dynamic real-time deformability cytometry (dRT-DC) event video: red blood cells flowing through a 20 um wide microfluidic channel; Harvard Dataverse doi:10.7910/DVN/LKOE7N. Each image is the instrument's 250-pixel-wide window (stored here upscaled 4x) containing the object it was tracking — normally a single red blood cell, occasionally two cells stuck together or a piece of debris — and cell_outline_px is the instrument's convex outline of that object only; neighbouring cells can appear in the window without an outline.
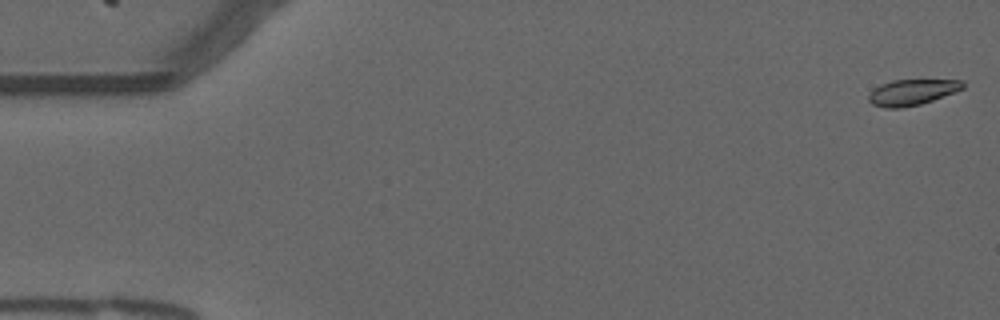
{"species": "common noctule bat (a hibernating species)", "species_latin": "Nyctalus noctula", "temperature_condition": "warm", "stored_images_in_passage": 55, "camera_frame_rate_fps": 3000, "um_per_image_px": 0.085, "animal": {"sex": "male", "forearm_length_mm": 52.5}, "frame": {"image": 1, "passage_image": 1, "time_ms": 0.0, "image_size_px": [1000, 320], "cell_outline_px": [[964, 88], [932, 100], [920, 104], [900, 108], [884, 108], [872, 104], [868, 100], [868, 96], [880, 84], [892, 80], [964, 80]], "centroid_in_image_um": [77.51, 7.84], "position_along_channel_um": 7.5, "area_um2": 13.99}}
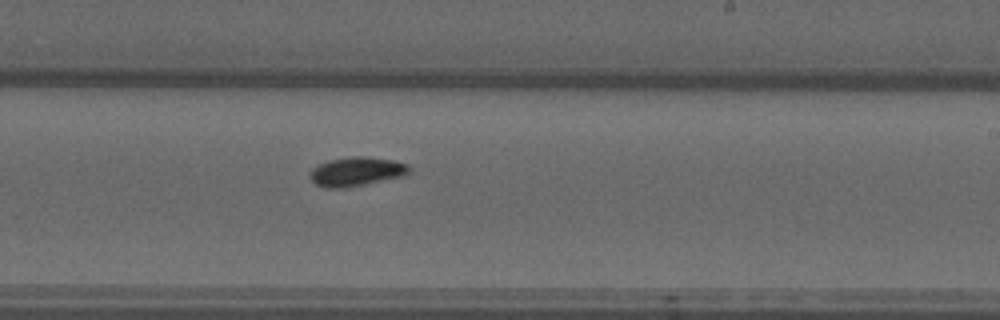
{"frame": {"image": 2, "passage_image": 33, "time_ms": 10.667, "image_size_px": [1000, 320], "cell_outline_px": [[412, 172], [408, 176], [344, 188], [324, 188], [316, 184], [308, 176], [312, 168], [328, 160], [352, 156], [364, 156], [396, 160], [408, 164], [412, 168]], "centroid_in_image_um": [30.38, 14.58], "position_along_channel_um": 258.6, "area_um2": 17.28}}
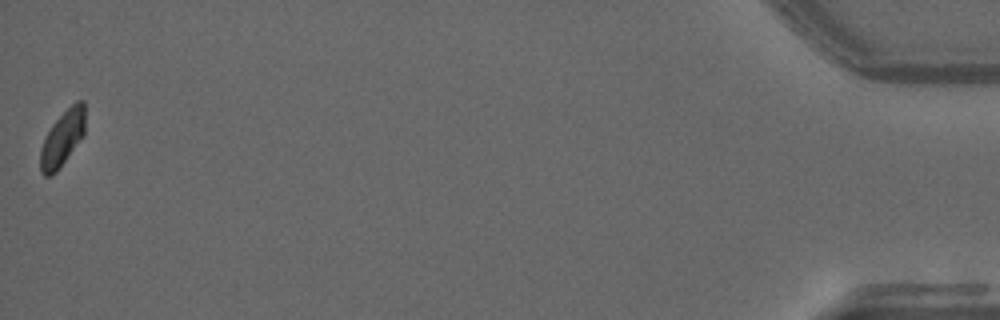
{"frame": {"image": 3, "passage_image": 55, "time_ms": 18.0, "image_size_px": [1000, 320], "cell_outline_px": [[84, 136], [56, 172], [52, 176], [44, 176], [40, 172], [40, 148], [52, 124], [76, 100], [84, 100]], "centroid_in_image_um": [5.3, 11.78], "position_along_channel_um": 429.9, "area_um2": 14.39}}